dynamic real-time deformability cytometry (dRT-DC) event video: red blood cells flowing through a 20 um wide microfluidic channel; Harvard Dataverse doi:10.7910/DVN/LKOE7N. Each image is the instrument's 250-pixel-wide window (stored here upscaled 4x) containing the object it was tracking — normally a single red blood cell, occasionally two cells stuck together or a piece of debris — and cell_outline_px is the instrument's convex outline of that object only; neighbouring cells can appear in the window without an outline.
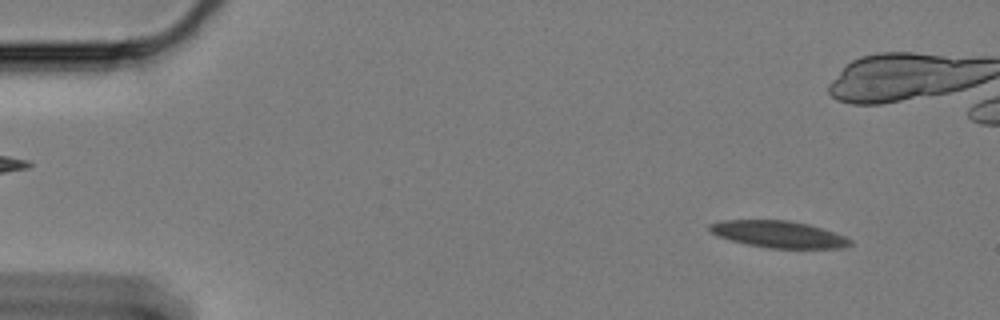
{"species": "Egyptian fruit bat (a non-hibernating species)", "species_latin": "Rousettus aegyptiacus", "temperature_condition": "cold", "stored_images_in_passage": 63, "camera_frame_rate_fps": 3000, "um_per_image_px": 0.085, "animal": {"sex": "female"}, "frame": {"image": 1, "passage_image": 6, "time_ms": 1.667, "image_size_px": [1000, 320], "cell_outline_px": [[852, 244], [844, 248], [768, 248], [748, 244], [716, 236], [708, 232], [708, 224], [724, 220], [788, 220], [808, 224], [844, 236], [852, 240]], "centroid_in_image_um": [66.14, 19.91], "position_along_channel_um": 18.9, "area_um2": 21.91}}
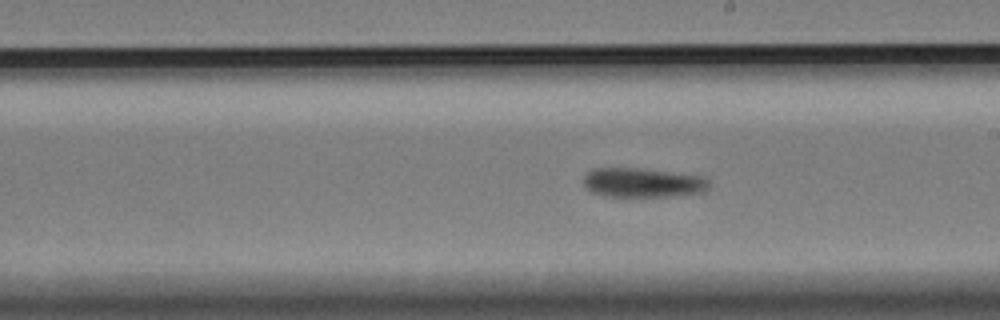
{"frame": {"image": 2, "passage_image": 35, "time_ms": 11.333, "image_size_px": [1000, 320], "cell_outline_px": [[708, 188], [704, 192], [680, 196], [604, 196], [592, 192], [584, 188], [584, 176], [592, 168], [636, 168], [704, 176], [708, 180]], "centroid_in_image_um": [54.63, 15.53], "position_along_channel_um": 234.4, "area_um2": 21.56}}
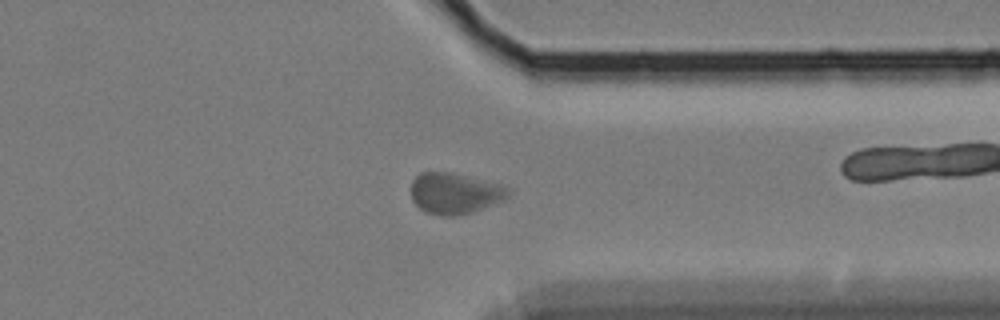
{"frame": {"image": 3, "passage_image": 48, "time_ms": 15.667, "image_size_px": [1000, 320], "cell_outline_px": [[512, 192], [504, 200], [472, 212], [456, 216], [440, 216], [424, 212], [412, 200], [412, 180], [420, 172], [452, 172], [500, 184], [508, 188]], "centroid_in_image_um": [38.65, 16.44], "position_along_channel_um": 372.7, "area_um2": 23.35}}